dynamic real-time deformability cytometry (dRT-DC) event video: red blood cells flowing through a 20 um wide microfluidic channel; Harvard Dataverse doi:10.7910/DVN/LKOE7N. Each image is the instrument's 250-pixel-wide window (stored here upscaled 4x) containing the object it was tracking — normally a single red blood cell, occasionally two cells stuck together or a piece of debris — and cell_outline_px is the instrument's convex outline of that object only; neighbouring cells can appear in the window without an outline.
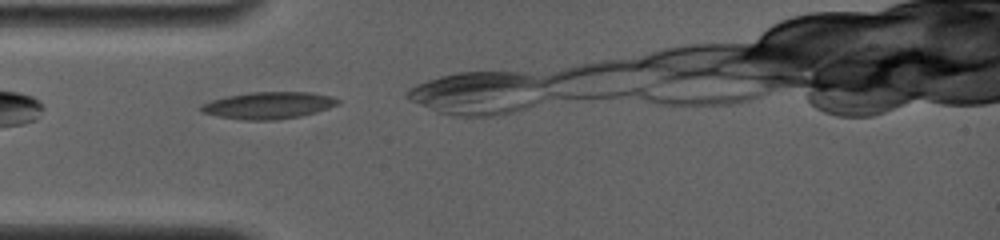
{"species": "common noctule bat (a hibernating species)", "species_latin": "Nyctalus noctula", "temperature_condition": "room temperature", "stored_images_in_passage": 3, "camera_frame_rate_fps": 4000, "um_per_image_px": 0.085, "animal": {"sex": "female", "body_mass_g": 19.0, "forearm_length_mm": 56.7}, "frame": {"image": 1, "passage_image": 1, "time_ms": 0.0, "image_size_px": [1000, 240], "cell_outline_px": [[340, 104], [316, 112], [300, 116], [276, 120], [240, 120], [200, 112], [200, 104], [224, 96], [248, 92], [312, 92], [332, 96], [340, 100]], "centroid_in_image_um": [22.81, 8.95], "position_along_channel_um": 62.2, "area_um2": 21.68}}